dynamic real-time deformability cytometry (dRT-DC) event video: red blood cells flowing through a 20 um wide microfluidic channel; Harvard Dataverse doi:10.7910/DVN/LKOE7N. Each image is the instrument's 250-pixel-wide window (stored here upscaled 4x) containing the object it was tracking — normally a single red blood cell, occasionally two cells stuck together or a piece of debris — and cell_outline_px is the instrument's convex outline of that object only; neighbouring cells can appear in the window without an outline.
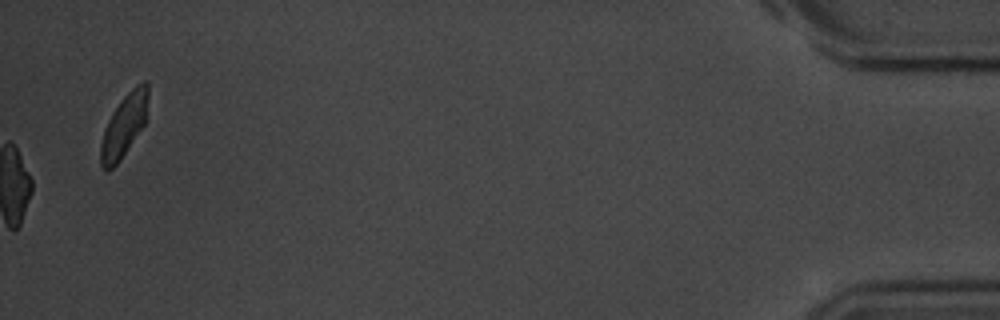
{"species": "common noctule bat (a hibernating species)", "species_latin": "Nyctalus noctula", "temperature_condition": "room temperature", "stored_images_in_passage": 52, "camera_frame_rate_fps": 3000, "um_per_image_px": 0.085, "animal": {"sex": "male", "body_mass_g": 20.1, "forearm_length_mm": 53.5}, "frame": {"image": 1, "passage_image": 52, "time_ms": 17.0, "image_size_px": [1000, 320], "cell_outline_px": [[148, 96], [144, 124], [120, 160], [108, 172], [100, 164], [100, 144], [104, 128], [112, 112], [120, 100], [136, 84], [144, 80], [148, 84]], "centroid_in_image_um": [10.52, 10.66], "position_along_channel_um": 424.7, "area_um2": 17.17}, "authors_computed_cell_mechanics": {"area_um2": 17.7446, "velocity_mm_per_s": 3.7247, "shape_relaxation_time_tau1_ms": 2.6119, "shape_relaxation_time_tau2_ms": 1.4371, "deformation_change_tau1": 0.1089, "deformation_change_tau2": 0.0716}}